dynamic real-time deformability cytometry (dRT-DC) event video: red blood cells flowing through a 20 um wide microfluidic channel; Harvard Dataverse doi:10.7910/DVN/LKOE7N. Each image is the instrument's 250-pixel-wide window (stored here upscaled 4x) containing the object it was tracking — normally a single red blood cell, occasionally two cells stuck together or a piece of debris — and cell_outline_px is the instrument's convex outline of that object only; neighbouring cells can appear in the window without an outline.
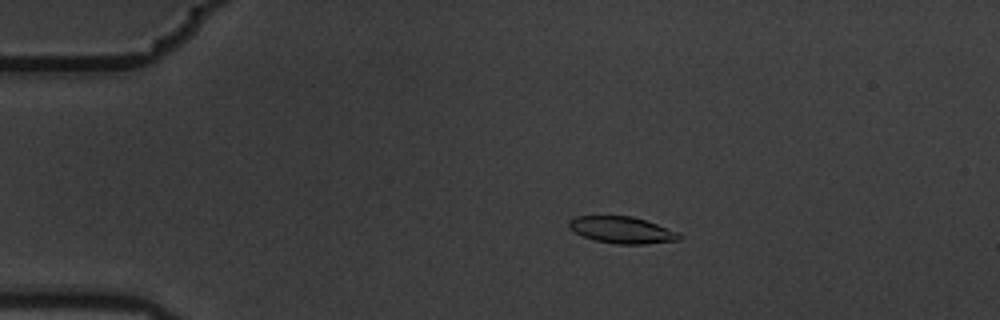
{"species": "common noctule bat (a hibernating species)", "species_latin": "Nyctalus noctula", "temperature_condition": "warm", "stored_images_in_passage": 5, "camera_frame_rate_fps": 3000, "um_per_image_px": 0.085, "animal": {"sex": "male", "body_mass_g": 19.5, "forearm_length_mm": 54.6}, "frame": {"image": 1, "passage_image": 3, "time_ms": 0.667, "image_size_px": [1000, 320], "cell_outline_px": [[680, 240], [644, 244], [616, 244], [596, 240], [584, 236], [568, 228], [568, 220], [576, 216], [632, 216], [656, 224], [676, 232], [680, 236]], "centroid_in_image_um": [52.82, 19.54], "position_along_channel_um": 32.2, "area_um2": 16.88}}